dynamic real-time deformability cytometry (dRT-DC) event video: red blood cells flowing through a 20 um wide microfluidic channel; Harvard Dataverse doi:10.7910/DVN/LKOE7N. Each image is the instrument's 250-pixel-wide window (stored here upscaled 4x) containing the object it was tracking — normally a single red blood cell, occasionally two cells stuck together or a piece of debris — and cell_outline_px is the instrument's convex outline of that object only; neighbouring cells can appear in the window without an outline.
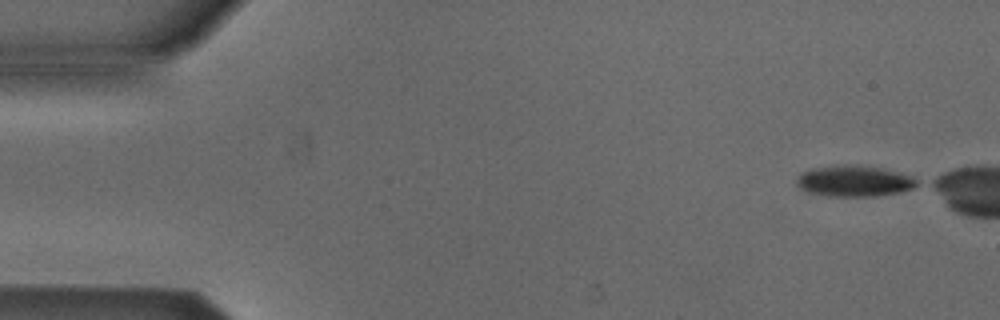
{"species": "Egyptian fruit bat (a non-hibernating species)", "species_latin": "Rousettus aegyptiacus", "temperature_condition": "cold", "stored_images_in_passage": 4, "camera_frame_rate_fps": 3000, "um_per_image_px": 0.085, "animal": {"sex": "male"}, "frame": {"image": 1, "passage_image": 1, "time_ms": 0.0, "image_size_px": [1000, 320], "cell_outline_px": [[920, 184], [912, 188], [900, 192], [876, 196], [828, 196], [808, 192], [800, 188], [796, 184], [796, 180], [804, 172], [812, 168], [840, 164], [856, 164], [884, 168], [912, 176], [920, 180]], "centroid_in_image_um": [72.65, 15.37], "position_along_channel_um": 12.3, "area_um2": 22.02}}